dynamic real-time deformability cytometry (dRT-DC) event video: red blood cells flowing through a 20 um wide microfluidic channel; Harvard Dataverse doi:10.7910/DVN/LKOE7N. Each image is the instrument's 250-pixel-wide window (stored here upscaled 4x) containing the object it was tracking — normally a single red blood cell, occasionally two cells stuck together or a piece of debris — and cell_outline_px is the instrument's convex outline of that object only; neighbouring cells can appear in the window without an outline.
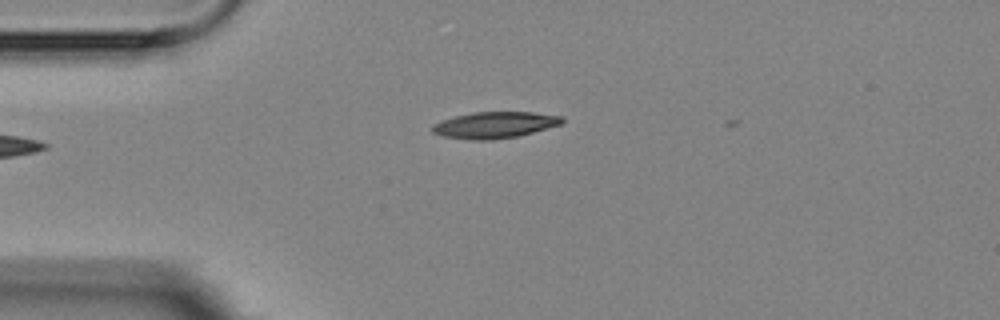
{"species": "Egyptian fruit bat (a non-hibernating species)", "species_latin": "Rousettus aegyptiacus", "temperature_condition": "room temperature", "stored_images_in_passage": 1, "camera_frame_rate_fps": 3000, "um_per_image_px": 0.085, "animal": {"sex": "female"}, "frame": {"image": 1, "passage_image": 1, "time_ms": 0.0, "image_size_px": [1000, 320], "cell_outline_px": [[564, 120], [560, 124], [532, 132], [516, 136], [492, 140], [472, 140], [444, 136], [432, 132], [432, 124], [456, 116], [472, 112], [532, 112], [560, 116]], "centroid_in_image_um": [42.02, 10.62], "position_along_channel_um": 43.0, "area_um2": 19.59}}